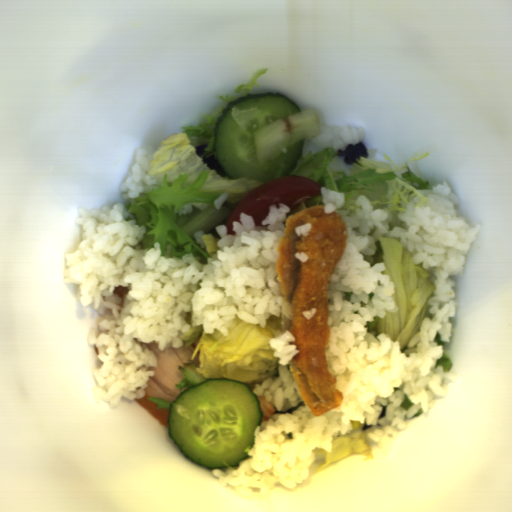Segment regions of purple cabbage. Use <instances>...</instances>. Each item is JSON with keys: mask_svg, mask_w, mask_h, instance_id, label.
Segmentation results:
<instances>
[{"mask_svg": "<svg viewBox=\"0 0 512 512\" xmlns=\"http://www.w3.org/2000/svg\"><path fill=\"white\" fill-rule=\"evenodd\" d=\"M338 156H342L343 162L353 165L359 157H368L367 148L364 143L360 142L355 146L347 145L346 150H338Z\"/></svg>", "mask_w": 512, "mask_h": 512, "instance_id": "1", "label": "purple cabbage"}, {"mask_svg": "<svg viewBox=\"0 0 512 512\" xmlns=\"http://www.w3.org/2000/svg\"><path fill=\"white\" fill-rule=\"evenodd\" d=\"M208 146V144H201V145H197V146H194L195 148V151H196V154L199 156L201 154H203L205 152V148Z\"/></svg>", "mask_w": 512, "mask_h": 512, "instance_id": "2", "label": "purple cabbage"}]
</instances>
